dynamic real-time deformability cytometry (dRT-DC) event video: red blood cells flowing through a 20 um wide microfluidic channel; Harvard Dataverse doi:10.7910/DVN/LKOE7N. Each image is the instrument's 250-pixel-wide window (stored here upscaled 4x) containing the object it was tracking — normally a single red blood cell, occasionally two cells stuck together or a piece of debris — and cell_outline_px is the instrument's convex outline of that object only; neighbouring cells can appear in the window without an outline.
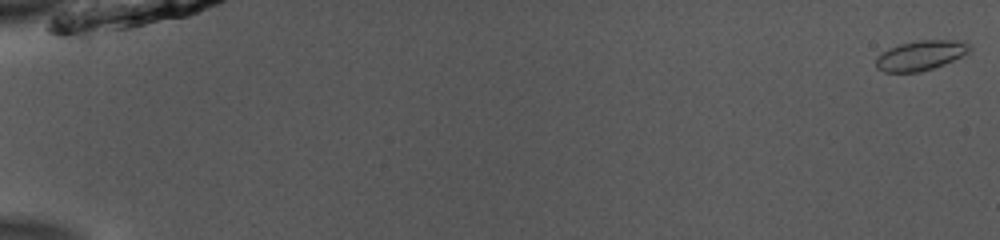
{"species": "common noctule bat (a hibernating species)", "species_latin": "Nyctalus noctula", "temperature_condition": "room temperature", "stored_images_in_passage": 53, "camera_frame_rate_fps": 3000, "um_per_image_px": 0.085, "animal": {"sex": "male", "body_mass_g": 13.0, "forearm_length_mm": 53.1}, "frame": {"image": 1, "passage_image": 1, "time_ms": 0.0, "image_size_px": [1000, 240], "cell_outline_px": [[972, 48], [968, 52], [944, 64], [920, 72], [884, 72], [876, 68], [876, 56], [888, 48], [900, 44], [916, 40], [960, 40], [972, 44]], "centroid_in_image_um": [78.24, 4.7], "position_along_channel_um": 6.8, "area_um2": 16.36}}
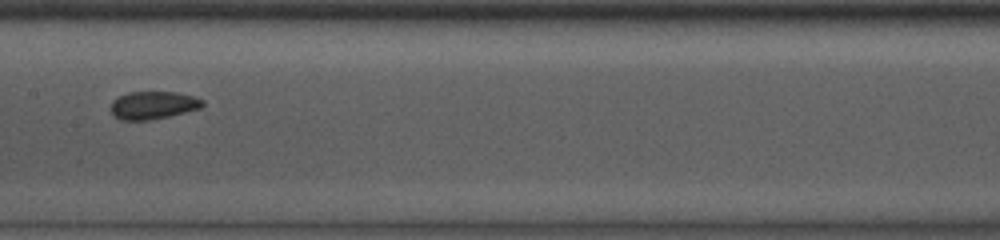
{"frame": {"image": 2, "passage_image": 29, "time_ms": 9.333, "image_size_px": [1000, 240], "cell_outline_px": [[204, 104], [200, 108], [168, 116], [148, 120], [120, 120], [112, 116], [112, 100], [128, 92], [176, 92], [192, 96], [204, 100]], "centroid_in_image_um": [12.99, 8.94], "position_along_channel_um": 194.4, "area_um2": 14.74}}
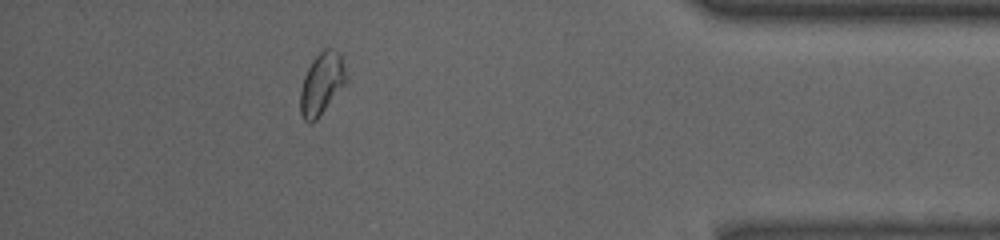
{"frame": {"image": 3, "passage_image": 48, "time_ms": 15.667, "image_size_px": [1000, 240], "cell_outline_px": [[348, 80], [320, 116], [316, 120], [308, 124], [304, 120], [300, 112], [300, 92], [304, 76], [312, 60], [324, 48], [332, 48], [340, 56], [348, 76]], "centroid_in_image_um": [27.34, 7.14], "position_along_channel_um": 407.9, "area_um2": 16.53}, "authors_computed_cell_mechanics": {"area_um2": 15.317, "velocity_mm_per_s": 3.9245, "shape_relaxation_time_tau1_ms": null, "shape_relaxation_time_tau2_ms": 1.6037, "deformation_change_tau1": null, "deformation_change_tau2": 0.0461}}